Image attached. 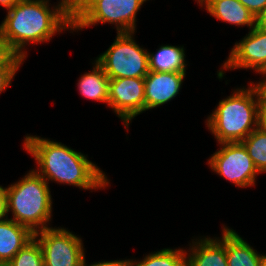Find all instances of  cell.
Masks as SVG:
<instances>
[{"mask_svg": "<svg viewBox=\"0 0 266 266\" xmlns=\"http://www.w3.org/2000/svg\"><path fill=\"white\" fill-rule=\"evenodd\" d=\"M10 266H44L42 249L34 237L9 262Z\"/></svg>", "mask_w": 266, "mask_h": 266, "instance_id": "20", "label": "cell"}, {"mask_svg": "<svg viewBox=\"0 0 266 266\" xmlns=\"http://www.w3.org/2000/svg\"><path fill=\"white\" fill-rule=\"evenodd\" d=\"M24 149L38 164L35 171L48 183L49 180L81 189L105 188L109 180L98 166L87 159V155L77 152L62 143L25 136Z\"/></svg>", "mask_w": 266, "mask_h": 266, "instance_id": "1", "label": "cell"}, {"mask_svg": "<svg viewBox=\"0 0 266 266\" xmlns=\"http://www.w3.org/2000/svg\"><path fill=\"white\" fill-rule=\"evenodd\" d=\"M206 8L211 16L236 26L255 27L256 17L238 0H205L201 7Z\"/></svg>", "mask_w": 266, "mask_h": 266, "instance_id": "14", "label": "cell"}, {"mask_svg": "<svg viewBox=\"0 0 266 266\" xmlns=\"http://www.w3.org/2000/svg\"><path fill=\"white\" fill-rule=\"evenodd\" d=\"M133 34L117 33L111 46L95 60L109 79L145 78L148 75L149 52L136 44Z\"/></svg>", "mask_w": 266, "mask_h": 266, "instance_id": "5", "label": "cell"}, {"mask_svg": "<svg viewBox=\"0 0 266 266\" xmlns=\"http://www.w3.org/2000/svg\"><path fill=\"white\" fill-rule=\"evenodd\" d=\"M109 81L103 68L95 61L93 70L83 74L77 86L84 97L108 104Z\"/></svg>", "mask_w": 266, "mask_h": 266, "instance_id": "17", "label": "cell"}, {"mask_svg": "<svg viewBox=\"0 0 266 266\" xmlns=\"http://www.w3.org/2000/svg\"><path fill=\"white\" fill-rule=\"evenodd\" d=\"M185 49L183 47L163 45L156 54L148 53L149 71L186 72Z\"/></svg>", "mask_w": 266, "mask_h": 266, "instance_id": "16", "label": "cell"}, {"mask_svg": "<svg viewBox=\"0 0 266 266\" xmlns=\"http://www.w3.org/2000/svg\"><path fill=\"white\" fill-rule=\"evenodd\" d=\"M20 66H2L0 67V93L10 86L12 79L16 75Z\"/></svg>", "mask_w": 266, "mask_h": 266, "instance_id": "23", "label": "cell"}, {"mask_svg": "<svg viewBox=\"0 0 266 266\" xmlns=\"http://www.w3.org/2000/svg\"><path fill=\"white\" fill-rule=\"evenodd\" d=\"M261 75H263L265 80L260 81L258 84H254L258 91H259V95H260V103H266V73H261Z\"/></svg>", "mask_w": 266, "mask_h": 266, "instance_id": "27", "label": "cell"}, {"mask_svg": "<svg viewBox=\"0 0 266 266\" xmlns=\"http://www.w3.org/2000/svg\"><path fill=\"white\" fill-rule=\"evenodd\" d=\"M255 26L266 31V6L263 10L256 16Z\"/></svg>", "mask_w": 266, "mask_h": 266, "instance_id": "28", "label": "cell"}, {"mask_svg": "<svg viewBox=\"0 0 266 266\" xmlns=\"http://www.w3.org/2000/svg\"><path fill=\"white\" fill-rule=\"evenodd\" d=\"M225 249L228 266H260L262 255L228 227H225Z\"/></svg>", "mask_w": 266, "mask_h": 266, "instance_id": "15", "label": "cell"}, {"mask_svg": "<svg viewBox=\"0 0 266 266\" xmlns=\"http://www.w3.org/2000/svg\"><path fill=\"white\" fill-rule=\"evenodd\" d=\"M260 266H266V255H262Z\"/></svg>", "mask_w": 266, "mask_h": 266, "instance_id": "32", "label": "cell"}, {"mask_svg": "<svg viewBox=\"0 0 266 266\" xmlns=\"http://www.w3.org/2000/svg\"><path fill=\"white\" fill-rule=\"evenodd\" d=\"M252 83L219 101L208 116L206 125L218 144L242 142L258 127L260 95Z\"/></svg>", "mask_w": 266, "mask_h": 266, "instance_id": "3", "label": "cell"}, {"mask_svg": "<svg viewBox=\"0 0 266 266\" xmlns=\"http://www.w3.org/2000/svg\"><path fill=\"white\" fill-rule=\"evenodd\" d=\"M222 238L204 237L197 242H192L186 266H228L225 249V227Z\"/></svg>", "mask_w": 266, "mask_h": 266, "instance_id": "12", "label": "cell"}, {"mask_svg": "<svg viewBox=\"0 0 266 266\" xmlns=\"http://www.w3.org/2000/svg\"><path fill=\"white\" fill-rule=\"evenodd\" d=\"M223 69L218 70L217 76L222 79L225 69H248L266 72V31L254 27L238 43L233 46Z\"/></svg>", "mask_w": 266, "mask_h": 266, "instance_id": "10", "label": "cell"}, {"mask_svg": "<svg viewBox=\"0 0 266 266\" xmlns=\"http://www.w3.org/2000/svg\"><path fill=\"white\" fill-rule=\"evenodd\" d=\"M186 254L182 249L164 248L148 254L141 261L131 260V266H186Z\"/></svg>", "mask_w": 266, "mask_h": 266, "instance_id": "19", "label": "cell"}, {"mask_svg": "<svg viewBox=\"0 0 266 266\" xmlns=\"http://www.w3.org/2000/svg\"><path fill=\"white\" fill-rule=\"evenodd\" d=\"M86 260L84 259L82 266H88ZM89 266H131V260H114V261H102L92 263Z\"/></svg>", "mask_w": 266, "mask_h": 266, "instance_id": "25", "label": "cell"}, {"mask_svg": "<svg viewBox=\"0 0 266 266\" xmlns=\"http://www.w3.org/2000/svg\"><path fill=\"white\" fill-rule=\"evenodd\" d=\"M243 6H245L255 17L266 6V0H238Z\"/></svg>", "mask_w": 266, "mask_h": 266, "instance_id": "24", "label": "cell"}, {"mask_svg": "<svg viewBox=\"0 0 266 266\" xmlns=\"http://www.w3.org/2000/svg\"><path fill=\"white\" fill-rule=\"evenodd\" d=\"M185 72L149 71L144 78L145 111L167 103L179 94Z\"/></svg>", "mask_w": 266, "mask_h": 266, "instance_id": "11", "label": "cell"}, {"mask_svg": "<svg viewBox=\"0 0 266 266\" xmlns=\"http://www.w3.org/2000/svg\"><path fill=\"white\" fill-rule=\"evenodd\" d=\"M0 266H10L8 262H1Z\"/></svg>", "mask_w": 266, "mask_h": 266, "instance_id": "33", "label": "cell"}, {"mask_svg": "<svg viewBox=\"0 0 266 266\" xmlns=\"http://www.w3.org/2000/svg\"><path fill=\"white\" fill-rule=\"evenodd\" d=\"M48 184L33 169L19 182L4 188L6 216L11 211V220L26 226L33 233L49 228L47 223L52 216V196Z\"/></svg>", "mask_w": 266, "mask_h": 266, "instance_id": "4", "label": "cell"}, {"mask_svg": "<svg viewBox=\"0 0 266 266\" xmlns=\"http://www.w3.org/2000/svg\"><path fill=\"white\" fill-rule=\"evenodd\" d=\"M7 217L0 220V262H9L34 238L29 228Z\"/></svg>", "mask_w": 266, "mask_h": 266, "instance_id": "13", "label": "cell"}, {"mask_svg": "<svg viewBox=\"0 0 266 266\" xmlns=\"http://www.w3.org/2000/svg\"><path fill=\"white\" fill-rule=\"evenodd\" d=\"M258 127L266 131V103L259 104V120Z\"/></svg>", "mask_w": 266, "mask_h": 266, "instance_id": "26", "label": "cell"}, {"mask_svg": "<svg viewBox=\"0 0 266 266\" xmlns=\"http://www.w3.org/2000/svg\"><path fill=\"white\" fill-rule=\"evenodd\" d=\"M221 148L208 160L212 171L226 178L237 187H250L255 184L258 171L241 142L220 143Z\"/></svg>", "mask_w": 266, "mask_h": 266, "instance_id": "7", "label": "cell"}, {"mask_svg": "<svg viewBox=\"0 0 266 266\" xmlns=\"http://www.w3.org/2000/svg\"><path fill=\"white\" fill-rule=\"evenodd\" d=\"M79 0H61L60 2L70 11Z\"/></svg>", "mask_w": 266, "mask_h": 266, "instance_id": "31", "label": "cell"}, {"mask_svg": "<svg viewBox=\"0 0 266 266\" xmlns=\"http://www.w3.org/2000/svg\"><path fill=\"white\" fill-rule=\"evenodd\" d=\"M44 266H82L85 259L81 238L65 228H46L34 233ZM39 237V238H38Z\"/></svg>", "mask_w": 266, "mask_h": 266, "instance_id": "6", "label": "cell"}, {"mask_svg": "<svg viewBox=\"0 0 266 266\" xmlns=\"http://www.w3.org/2000/svg\"><path fill=\"white\" fill-rule=\"evenodd\" d=\"M22 62H24V59L12 50L7 40L0 33V67L20 66Z\"/></svg>", "mask_w": 266, "mask_h": 266, "instance_id": "21", "label": "cell"}, {"mask_svg": "<svg viewBox=\"0 0 266 266\" xmlns=\"http://www.w3.org/2000/svg\"><path fill=\"white\" fill-rule=\"evenodd\" d=\"M98 1L100 0H79L70 10L72 26H74Z\"/></svg>", "mask_w": 266, "mask_h": 266, "instance_id": "22", "label": "cell"}, {"mask_svg": "<svg viewBox=\"0 0 266 266\" xmlns=\"http://www.w3.org/2000/svg\"><path fill=\"white\" fill-rule=\"evenodd\" d=\"M49 0H19L0 25V33L12 50L26 58L25 45L50 41L56 32L70 29V11L59 2L50 9Z\"/></svg>", "mask_w": 266, "mask_h": 266, "instance_id": "2", "label": "cell"}, {"mask_svg": "<svg viewBox=\"0 0 266 266\" xmlns=\"http://www.w3.org/2000/svg\"><path fill=\"white\" fill-rule=\"evenodd\" d=\"M108 106L128 128L131 119L145 111L144 78L110 79Z\"/></svg>", "mask_w": 266, "mask_h": 266, "instance_id": "9", "label": "cell"}, {"mask_svg": "<svg viewBox=\"0 0 266 266\" xmlns=\"http://www.w3.org/2000/svg\"><path fill=\"white\" fill-rule=\"evenodd\" d=\"M198 1L197 3H199V5H202V3L205 1V0H196Z\"/></svg>", "mask_w": 266, "mask_h": 266, "instance_id": "34", "label": "cell"}, {"mask_svg": "<svg viewBox=\"0 0 266 266\" xmlns=\"http://www.w3.org/2000/svg\"><path fill=\"white\" fill-rule=\"evenodd\" d=\"M19 0H0V5L7 10H10Z\"/></svg>", "mask_w": 266, "mask_h": 266, "instance_id": "30", "label": "cell"}, {"mask_svg": "<svg viewBox=\"0 0 266 266\" xmlns=\"http://www.w3.org/2000/svg\"><path fill=\"white\" fill-rule=\"evenodd\" d=\"M259 173H266V131L257 127L242 142Z\"/></svg>", "mask_w": 266, "mask_h": 266, "instance_id": "18", "label": "cell"}, {"mask_svg": "<svg viewBox=\"0 0 266 266\" xmlns=\"http://www.w3.org/2000/svg\"><path fill=\"white\" fill-rule=\"evenodd\" d=\"M147 0H100L74 26L81 30L98 23L115 24L117 33L135 32L136 15Z\"/></svg>", "mask_w": 266, "mask_h": 266, "instance_id": "8", "label": "cell"}, {"mask_svg": "<svg viewBox=\"0 0 266 266\" xmlns=\"http://www.w3.org/2000/svg\"><path fill=\"white\" fill-rule=\"evenodd\" d=\"M6 217V201L4 187L0 186V220Z\"/></svg>", "mask_w": 266, "mask_h": 266, "instance_id": "29", "label": "cell"}]
</instances>
